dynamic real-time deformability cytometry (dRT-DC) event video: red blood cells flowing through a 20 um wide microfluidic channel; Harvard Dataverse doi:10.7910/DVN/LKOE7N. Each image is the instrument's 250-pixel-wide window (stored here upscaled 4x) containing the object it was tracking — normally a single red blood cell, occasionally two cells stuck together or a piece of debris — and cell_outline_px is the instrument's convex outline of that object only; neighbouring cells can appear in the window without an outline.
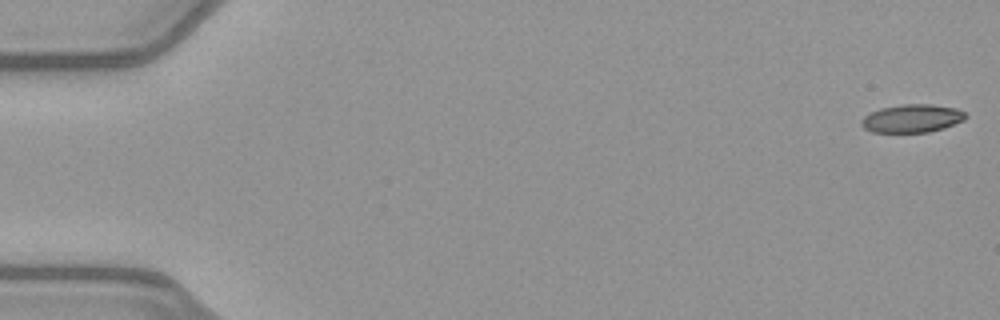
{"species": "common noctule bat (a hibernating species)", "species_latin": "Nyctalus noctula", "temperature_condition": "warm", "stored_images_in_passage": 52, "camera_frame_rate_fps": 3000, "um_per_image_px": 0.085, "animal": {"sex": "female", "body_mass_g": 21.9}, "frame": {"image": 1, "passage_image": 1, "time_ms": 0.0, "image_size_px": [1000, 320], "cell_outline_px": [[968, 116], [964, 120], [944, 128], [928, 132], [872, 132], [864, 128], [860, 124], [860, 120], [864, 116], [880, 108], [900, 104], [928, 104], [956, 108], [964, 112]], "centroid_in_image_um": [77.51, 10.06], "position_along_channel_um": 7.5, "area_um2": 17.11}}
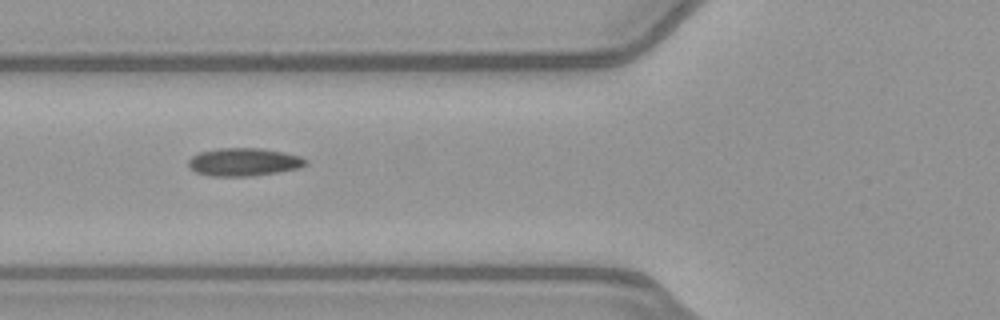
{"frame": {"image": 2, "passage_image": 20, "time_ms": 6.333, "image_size_px": [1000, 320], "cell_outline_px": [[308, 164], [296, 168], [276, 172], [252, 176], [212, 176], [196, 172], [188, 164], [188, 160], [192, 156], [200, 152], [216, 148], [260, 148], [284, 152], [300, 156], [308, 160]], "centroid_in_image_um": [20.72, 13.76], "position_along_channel_um": 105.1, "area_um2": 19.02}}
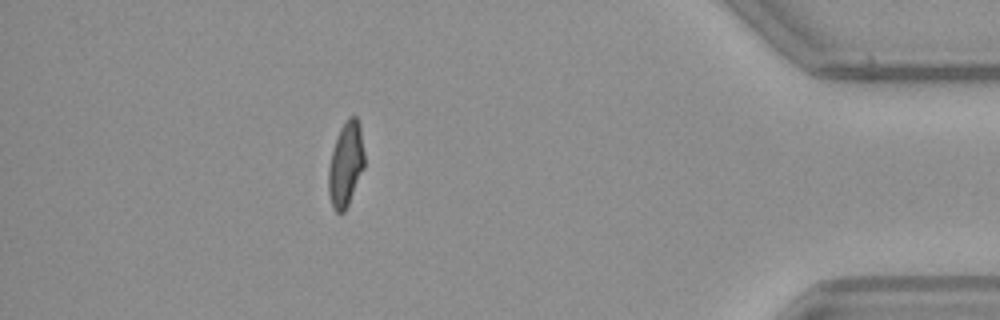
{"frame": {"image": 3, "passage_image": 46, "time_ms": 15.0, "image_size_px": [1000, 320], "cell_outline_px": [[364, 168], [348, 204], [344, 212], [336, 212], [332, 208], [328, 192], [328, 168], [332, 152], [340, 128], [348, 116], [356, 116], [360, 124], [364, 152]], "centroid_in_image_um": [29.39, 13.96], "position_along_channel_um": 405.8, "area_um2": 17.69}, "authors_computed_cell_mechanics": {"area_um2": 18.4093, "velocity_mm_per_s": 4.025, "shape_relaxation_time_tau1_ms": 6.956, "shape_relaxation_time_tau2_ms": 1.3191, "deformation_change_tau1": 0.2001, "deformation_change_tau2": 0.0829}}